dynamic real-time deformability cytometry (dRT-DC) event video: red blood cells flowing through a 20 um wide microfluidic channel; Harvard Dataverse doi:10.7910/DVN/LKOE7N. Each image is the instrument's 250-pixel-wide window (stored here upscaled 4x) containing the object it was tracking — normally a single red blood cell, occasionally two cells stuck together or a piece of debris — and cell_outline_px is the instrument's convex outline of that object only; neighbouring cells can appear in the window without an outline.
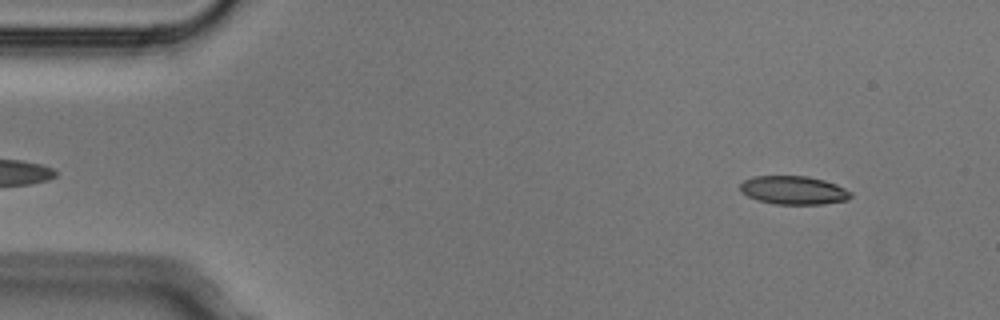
{"species": "Egyptian fruit bat (a non-hibernating species)", "species_latin": "Rousettus aegyptiacus", "temperature_condition": "cold", "stored_images_in_passage": 6, "camera_frame_rate_fps": 3000, "um_per_image_px": 0.085, "animal": {"sex": "male"}, "frame": {"image": 1, "passage_image": 1, "time_ms": 0.0, "image_size_px": [1000, 320], "cell_outline_px": [[852, 196], [848, 200], [824, 204], [776, 204], [760, 200], [748, 196], [740, 192], [740, 184], [744, 180], [752, 176], [808, 176], [824, 180], [836, 184], [852, 192]], "centroid_in_image_um": [67.47, 16.16], "position_along_channel_um": 17.5, "area_um2": 18.38}}
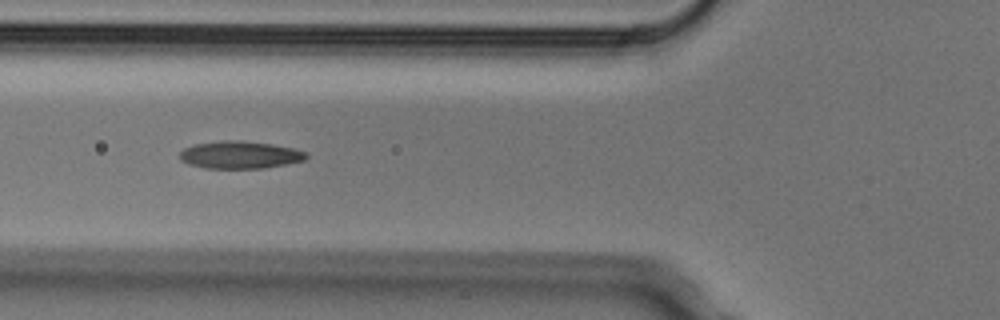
{"frame": {"image": 2, "passage_image": 5, "time_ms": 1.333, "image_size_px": [1000, 320], "cell_outline_px": [[308, 156], [304, 160], [264, 168], [204, 168], [188, 164], [180, 160], [180, 152], [184, 148], [196, 144], [220, 140], [244, 140], [272, 144], [292, 148], [308, 152]], "centroid_in_image_um": [20.38, 13.15], "position_along_channel_um": 105.4, "area_um2": 20.29}}